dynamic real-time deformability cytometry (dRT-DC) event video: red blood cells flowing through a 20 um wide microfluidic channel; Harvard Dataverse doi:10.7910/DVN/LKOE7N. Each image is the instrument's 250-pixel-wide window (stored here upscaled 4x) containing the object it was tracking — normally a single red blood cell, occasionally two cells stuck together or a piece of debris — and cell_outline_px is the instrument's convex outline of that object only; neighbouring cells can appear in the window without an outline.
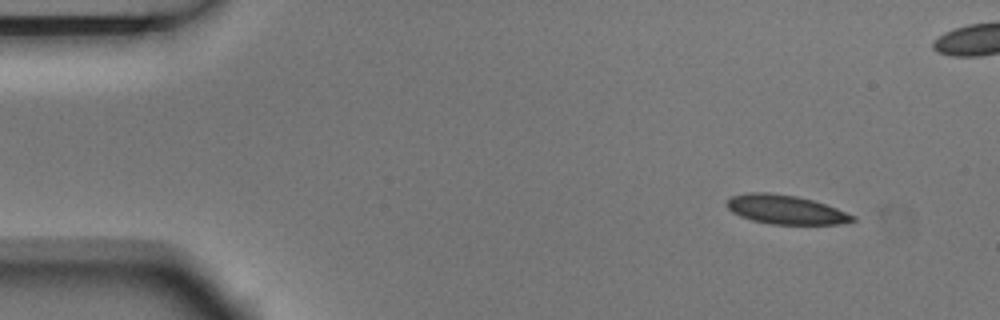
{"species": "Egyptian fruit bat (a non-hibernating species)", "species_latin": "Rousettus aegyptiacus", "temperature_condition": "room temperature", "stored_images_in_passage": 5, "camera_frame_rate_fps": 3000, "um_per_image_px": 0.085, "animal": {"sex": "male"}, "frame": {"image": 1, "passage_image": 2, "time_ms": 0.333, "image_size_px": [1000, 320], "cell_outline_px": [[856, 220], [840, 224], [772, 224], [752, 220], [740, 216], [732, 212], [724, 204], [732, 196], [744, 192], [768, 192], [796, 196], [812, 200], [836, 208], [856, 216]], "centroid_in_image_um": [66.75, 17.81], "position_along_channel_um": 18.3, "area_um2": 21.27}}